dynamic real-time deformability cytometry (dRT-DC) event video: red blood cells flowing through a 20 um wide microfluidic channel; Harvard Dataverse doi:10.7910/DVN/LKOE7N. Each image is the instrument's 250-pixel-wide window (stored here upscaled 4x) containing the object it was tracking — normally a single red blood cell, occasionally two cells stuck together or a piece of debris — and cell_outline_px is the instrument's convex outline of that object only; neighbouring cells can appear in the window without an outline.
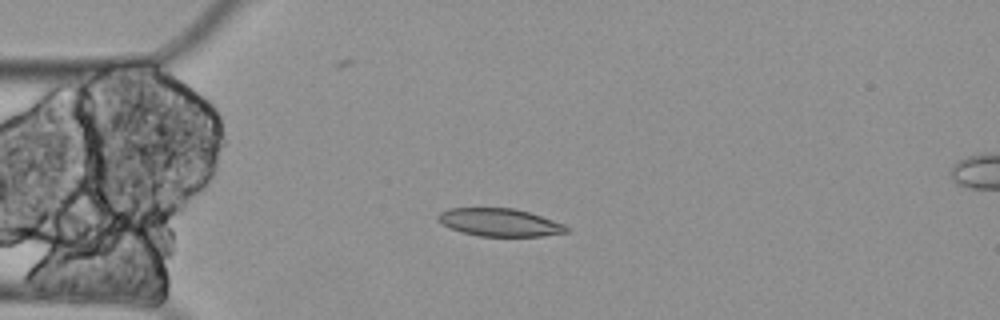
{"species": "Egyptian fruit bat (a non-hibernating species)", "species_latin": "Rousettus aegyptiacus", "temperature_condition": "cold", "stored_images_in_passage": 5, "camera_frame_rate_fps": 3000, "um_per_image_px": 0.085, "animal": {"sex": "female"}, "frame": {"image": 1, "passage_image": 4, "time_ms": 1.0, "image_size_px": [1000, 320], "cell_outline_px": [[572, 228], [568, 232], [544, 236], [480, 236], [460, 232], [448, 228], [436, 216], [440, 212], [448, 208], [516, 208], [564, 224]], "centroid_in_image_um": [42.48, 18.91], "position_along_channel_um": 42.5, "area_um2": 20.87}}